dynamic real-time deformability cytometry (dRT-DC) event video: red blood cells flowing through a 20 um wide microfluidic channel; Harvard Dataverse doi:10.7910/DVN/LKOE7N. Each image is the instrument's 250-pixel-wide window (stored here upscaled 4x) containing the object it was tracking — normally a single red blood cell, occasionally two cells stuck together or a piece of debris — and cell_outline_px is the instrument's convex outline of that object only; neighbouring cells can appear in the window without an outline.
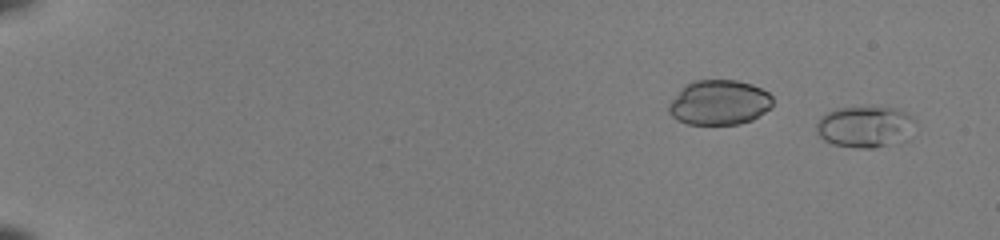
{"species": "common noctule bat (a hibernating species)", "species_latin": "Nyctalus noctula", "temperature_condition": "room temperature", "stored_images_in_passage": 12, "camera_frame_rate_fps": 3000, "um_per_image_px": 0.085, "animal": {"sex": "female", "body_mass_g": 22.0, "forearm_length_mm": 56.7}, "frame": {"image": 1, "passage_image": 3, "time_ms": 0.667, "image_size_px": [1000, 240], "cell_outline_px": [[916, 120], [908, 140], [876, 148], [856, 148], [832, 144], [824, 140], [816, 132], [816, 124], [820, 116], [836, 108], [896, 108], [912, 116]], "centroid_in_image_um": [73.54, 10.8], "position_along_channel_um": 11.5, "area_um2": 23.99}}